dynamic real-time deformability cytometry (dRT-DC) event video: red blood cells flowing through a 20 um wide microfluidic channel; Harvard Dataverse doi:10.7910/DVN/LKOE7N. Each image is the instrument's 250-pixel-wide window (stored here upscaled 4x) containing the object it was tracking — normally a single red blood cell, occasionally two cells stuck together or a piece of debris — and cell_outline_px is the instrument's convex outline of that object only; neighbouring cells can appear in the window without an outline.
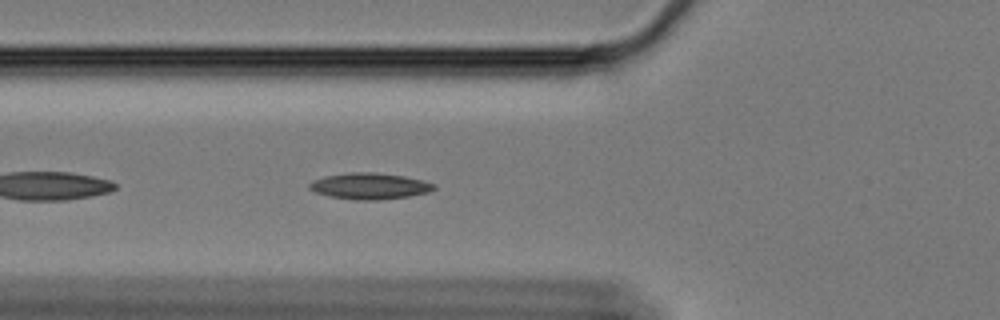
{"species": "Egyptian fruit bat (a non-hibernating species)", "species_latin": "Rousettus aegyptiacus", "temperature_condition": "cold", "stored_images_in_passage": 45, "camera_frame_rate_fps": 3000, "um_per_image_px": 0.085, "animal": {"sex": "female"}, "frame": {"image": 1, "passage_image": 6, "time_ms": 1.667, "image_size_px": [1000, 320], "cell_outline_px": [[436, 188], [428, 192], [408, 196], [380, 200], [356, 200], [328, 196], [316, 192], [308, 188], [308, 184], [312, 180], [324, 176], [348, 172], [372, 172], [404, 176], [424, 180], [436, 184]], "centroid_in_image_um": [31.4, 15.81], "position_along_channel_um": 94.4, "area_um2": 19.19}}
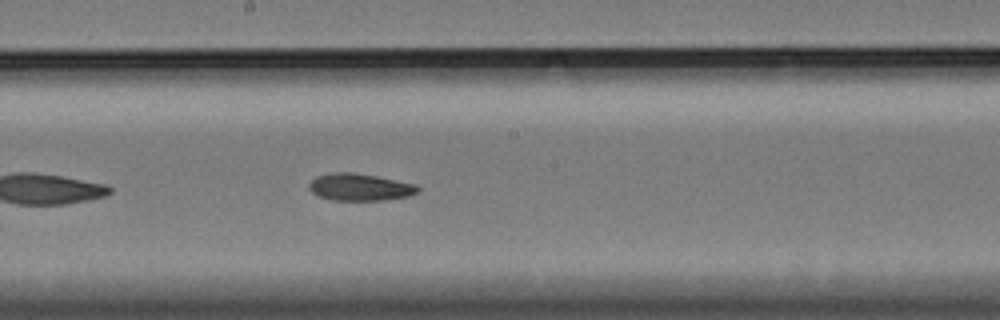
{"frame": {"image": 2, "passage_image": 17, "time_ms": 5.333, "image_size_px": [1000, 320], "cell_outline_px": [[420, 192], [408, 196], [384, 200], [332, 200], [320, 196], [312, 192], [308, 188], [308, 184], [316, 176], [332, 172], [352, 172], [376, 176], [416, 184], [420, 188]], "centroid_in_image_um": [30.59, 15.9], "position_along_channel_um": 217.6, "area_um2": 17.22}}
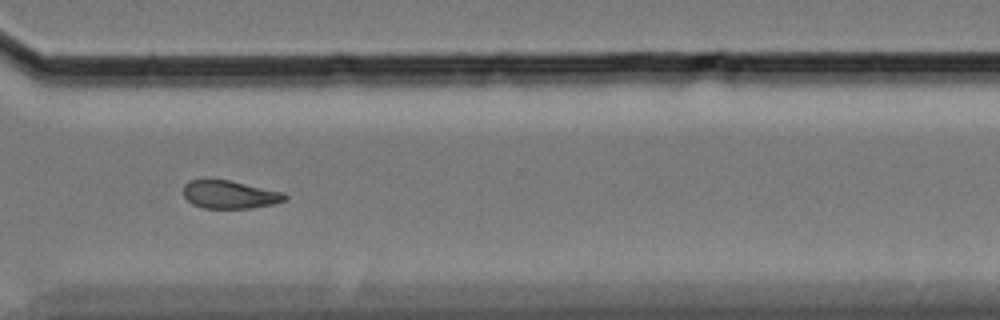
{"frame": {"image": 3, "passage_image": 29, "time_ms": 9.333, "image_size_px": [1000, 320], "cell_outline_px": [[288, 196], [284, 200], [272, 204], [252, 208], [204, 208], [192, 204], [184, 196], [184, 184], [192, 180], [228, 180], [284, 192]], "centroid_in_image_um": [19.53, 16.54], "position_along_channel_um": 351.1, "area_um2": 16.36}}